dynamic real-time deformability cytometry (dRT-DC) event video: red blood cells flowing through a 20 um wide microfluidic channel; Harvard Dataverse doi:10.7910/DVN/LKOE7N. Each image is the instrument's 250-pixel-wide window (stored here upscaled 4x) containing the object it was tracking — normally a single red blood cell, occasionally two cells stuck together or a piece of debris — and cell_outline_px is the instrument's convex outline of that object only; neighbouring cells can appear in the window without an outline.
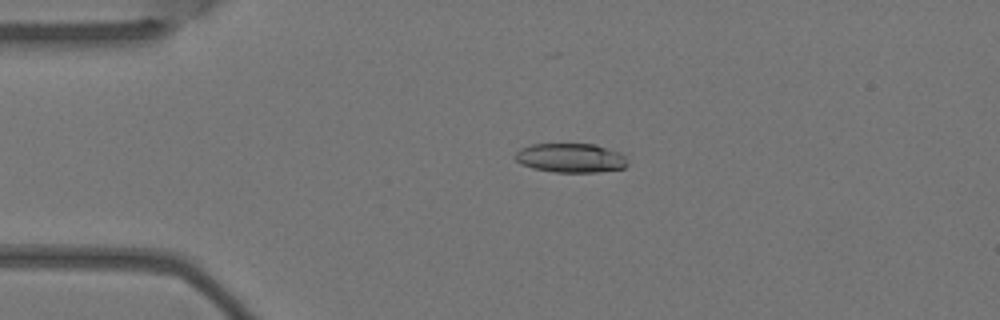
{"species": "Egyptian fruit bat (a non-hibernating species)", "species_latin": "Rousettus aegyptiacus", "temperature_condition": "warm", "stored_images_in_passage": 5, "camera_frame_rate_fps": 3000, "um_per_image_px": 0.085, "animal": {"sex": "female"}, "frame": {"image": 1, "passage_image": 4, "time_ms": 1.0, "image_size_px": [1000, 320], "cell_outline_px": [[628, 164], [624, 168], [596, 172], [552, 172], [532, 168], [520, 164], [512, 156], [520, 148], [532, 144], [596, 144], [620, 152], [628, 160]], "centroid_in_image_um": [48.49, 13.42], "position_along_channel_um": 36.5, "area_um2": 19.36}}